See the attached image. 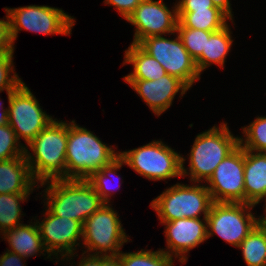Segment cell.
I'll use <instances>...</instances> for the list:
<instances>
[{
  "mask_svg": "<svg viewBox=\"0 0 266 266\" xmlns=\"http://www.w3.org/2000/svg\"><path fill=\"white\" fill-rule=\"evenodd\" d=\"M244 188L245 203L255 206L266 198L265 152L244 149Z\"/></svg>",
  "mask_w": 266,
  "mask_h": 266,
  "instance_id": "e0dca14e",
  "label": "cell"
},
{
  "mask_svg": "<svg viewBox=\"0 0 266 266\" xmlns=\"http://www.w3.org/2000/svg\"><path fill=\"white\" fill-rule=\"evenodd\" d=\"M138 45L155 58L167 74L183 81L189 88L200 80L195 60L190 56L177 34L175 39H167L162 35L149 36Z\"/></svg>",
  "mask_w": 266,
  "mask_h": 266,
  "instance_id": "9c48e42d",
  "label": "cell"
},
{
  "mask_svg": "<svg viewBox=\"0 0 266 266\" xmlns=\"http://www.w3.org/2000/svg\"><path fill=\"white\" fill-rule=\"evenodd\" d=\"M118 213L109 206L103 204L83 223L82 240L90 252L96 251V255H118L122 245L128 241L126 233L120 223ZM98 250H100L98 252ZM108 251V252H107ZM105 252V253H103ZM100 253V254H99Z\"/></svg>",
  "mask_w": 266,
  "mask_h": 266,
  "instance_id": "ba28073f",
  "label": "cell"
},
{
  "mask_svg": "<svg viewBox=\"0 0 266 266\" xmlns=\"http://www.w3.org/2000/svg\"><path fill=\"white\" fill-rule=\"evenodd\" d=\"M8 124L18 141L24 138L27 145L53 120L40 108L38 100L22 83L15 91H8Z\"/></svg>",
  "mask_w": 266,
  "mask_h": 266,
  "instance_id": "30bf717a",
  "label": "cell"
},
{
  "mask_svg": "<svg viewBox=\"0 0 266 266\" xmlns=\"http://www.w3.org/2000/svg\"><path fill=\"white\" fill-rule=\"evenodd\" d=\"M124 60V64L133 65V72L125 76L124 80H157L167 75L164 67L138 44L128 47Z\"/></svg>",
  "mask_w": 266,
  "mask_h": 266,
  "instance_id": "d6986e66",
  "label": "cell"
},
{
  "mask_svg": "<svg viewBox=\"0 0 266 266\" xmlns=\"http://www.w3.org/2000/svg\"><path fill=\"white\" fill-rule=\"evenodd\" d=\"M2 235H4V239H7L12 249L9 251L24 257V259L38 252H47L39 234L37 223L34 225H18L12 230L2 233Z\"/></svg>",
  "mask_w": 266,
  "mask_h": 266,
  "instance_id": "ffe728a7",
  "label": "cell"
},
{
  "mask_svg": "<svg viewBox=\"0 0 266 266\" xmlns=\"http://www.w3.org/2000/svg\"><path fill=\"white\" fill-rule=\"evenodd\" d=\"M214 6L221 9L223 12H225L232 20V12L230 7V1L229 0H212Z\"/></svg>",
  "mask_w": 266,
  "mask_h": 266,
  "instance_id": "8d00e7d4",
  "label": "cell"
},
{
  "mask_svg": "<svg viewBox=\"0 0 266 266\" xmlns=\"http://www.w3.org/2000/svg\"><path fill=\"white\" fill-rule=\"evenodd\" d=\"M233 40L229 26L213 32L209 38H206L205 51L195 60L198 72H201L210 66L212 63L219 66H224L225 57L230 51Z\"/></svg>",
  "mask_w": 266,
  "mask_h": 266,
  "instance_id": "44dd1931",
  "label": "cell"
},
{
  "mask_svg": "<svg viewBox=\"0 0 266 266\" xmlns=\"http://www.w3.org/2000/svg\"><path fill=\"white\" fill-rule=\"evenodd\" d=\"M206 183L213 202L245 203L244 148L239 145L223 159Z\"/></svg>",
  "mask_w": 266,
  "mask_h": 266,
  "instance_id": "7c38bea8",
  "label": "cell"
},
{
  "mask_svg": "<svg viewBox=\"0 0 266 266\" xmlns=\"http://www.w3.org/2000/svg\"><path fill=\"white\" fill-rule=\"evenodd\" d=\"M265 212H266V207H265ZM263 220L266 222V215L263 217Z\"/></svg>",
  "mask_w": 266,
  "mask_h": 266,
  "instance_id": "f35d334b",
  "label": "cell"
},
{
  "mask_svg": "<svg viewBox=\"0 0 266 266\" xmlns=\"http://www.w3.org/2000/svg\"><path fill=\"white\" fill-rule=\"evenodd\" d=\"M245 141L239 137V145L250 151L266 153V117H257L250 125L243 128ZM244 141V142H243ZM245 143V144H244Z\"/></svg>",
  "mask_w": 266,
  "mask_h": 266,
  "instance_id": "484cf974",
  "label": "cell"
},
{
  "mask_svg": "<svg viewBox=\"0 0 266 266\" xmlns=\"http://www.w3.org/2000/svg\"><path fill=\"white\" fill-rule=\"evenodd\" d=\"M216 7L212 0H179L177 12H194L195 10H207Z\"/></svg>",
  "mask_w": 266,
  "mask_h": 266,
  "instance_id": "1f68e13d",
  "label": "cell"
},
{
  "mask_svg": "<svg viewBox=\"0 0 266 266\" xmlns=\"http://www.w3.org/2000/svg\"><path fill=\"white\" fill-rule=\"evenodd\" d=\"M129 167L149 180H166L189 175L185 159L162 141H153L133 150L119 152Z\"/></svg>",
  "mask_w": 266,
  "mask_h": 266,
  "instance_id": "5b68a950",
  "label": "cell"
},
{
  "mask_svg": "<svg viewBox=\"0 0 266 266\" xmlns=\"http://www.w3.org/2000/svg\"><path fill=\"white\" fill-rule=\"evenodd\" d=\"M198 185L175 184L166 189L151 202V207L157 212L161 222H170L182 218H200L204 221L213 203L207 187Z\"/></svg>",
  "mask_w": 266,
  "mask_h": 266,
  "instance_id": "8992f818",
  "label": "cell"
},
{
  "mask_svg": "<svg viewBox=\"0 0 266 266\" xmlns=\"http://www.w3.org/2000/svg\"><path fill=\"white\" fill-rule=\"evenodd\" d=\"M163 0H143L127 21L136 26L132 44H138L149 36L175 34L178 25L177 5L172 12Z\"/></svg>",
  "mask_w": 266,
  "mask_h": 266,
  "instance_id": "4fadbf2b",
  "label": "cell"
},
{
  "mask_svg": "<svg viewBox=\"0 0 266 266\" xmlns=\"http://www.w3.org/2000/svg\"><path fill=\"white\" fill-rule=\"evenodd\" d=\"M8 251V252H7ZM0 257V266H23L21 260H24L22 256L7 250Z\"/></svg>",
  "mask_w": 266,
  "mask_h": 266,
  "instance_id": "836d02e7",
  "label": "cell"
},
{
  "mask_svg": "<svg viewBox=\"0 0 266 266\" xmlns=\"http://www.w3.org/2000/svg\"><path fill=\"white\" fill-rule=\"evenodd\" d=\"M46 215L48 216L41 223H36L44 247L49 253L47 257L51 254L58 257V253L63 258L73 257V250L79 245L77 240L80 241L82 236L83 225L77 220L54 215L48 209Z\"/></svg>",
  "mask_w": 266,
  "mask_h": 266,
  "instance_id": "5bb4252c",
  "label": "cell"
},
{
  "mask_svg": "<svg viewBox=\"0 0 266 266\" xmlns=\"http://www.w3.org/2000/svg\"><path fill=\"white\" fill-rule=\"evenodd\" d=\"M99 266H121L118 255H99Z\"/></svg>",
  "mask_w": 266,
  "mask_h": 266,
  "instance_id": "e575fe53",
  "label": "cell"
},
{
  "mask_svg": "<svg viewBox=\"0 0 266 266\" xmlns=\"http://www.w3.org/2000/svg\"><path fill=\"white\" fill-rule=\"evenodd\" d=\"M28 195L30 193L0 194V233L21 225L19 218L22 214L19 201L23 202L28 198Z\"/></svg>",
  "mask_w": 266,
  "mask_h": 266,
  "instance_id": "cb8c5ba5",
  "label": "cell"
},
{
  "mask_svg": "<svg viewBox=\"0 0 266 266\" xmlns=\"http://www.w3.org/2000/svg\"><path fill=\"white\" fill-rule=\"evenodd\" d=\"M237 248L247 266H266V222L262 219Z\"/></svg>",
  "mask_w": 266,
  "mask_h": 266,
  "instance_id": "603a6c76",
  "label": "cell"
},
{
  "mask_svg": "<svg viewBox=\"0 0 266 266\" xmlns=\"http://www.w3.org/2000/svg\"><path fill=\"white\" fill-rule=\"evenodd\" d=\"M121 266H173V257L163 252V249L158 251H145L122 253L118 254Z\"/></svg>",
  "mask_w": 266,
  "mask_h": 266,
  "instance_id": "d4e9b609",
  "label": "cell"
},
{
  "mask_svg": "<svg viewBox=\"0 0 266 266\" xmlns=\"http://www.w3.org/2000/svg\"><path fill=\"white\" fill-rule=\"evenodd\" d=\"M13 53L14 51L0 54V92L3 90L7 92L15 91L23 83L18 75L14 73ZM12 72L13 76L9 74H12Z\"/></svg>",
  "mask_w": 266,
  "mask_h": 266,
  "instance_id": "f546056e",
  "label": "cell"
},
{
  "mask_svg": "<svg viewBox=\"0 0 266 266\" xmlns=\"http://www.w3.org/2000/svg\"><path fill=\"white\" fill-rule=\"evenodd\" d=\"M2 104V103H0ZM8 124V109H4L3 112L0 113V125Z\"/></svg>",
  "mask_w": 266,
  "mask_h": 266,
  "instance_id": "74e56055",
  "label": "cell"
},
{
  "mask_svg": "<svg viewBox=\"0 0 266 266\" xmlns=\"http://www.w3.org/2000/svg\"><path fill=\"white\" fill-rule=\"evenodd\" d=\"M231 18L218 7L207 10H195L194 12H178L177 28H191L205 31H219L228 24L226 20Z\"/></svg>",
  "mask_w": 266,
  "mask_h": 266,
  "instance_id": "7402d4cb",
  "label": "cell"
},
{
  "mask_svg": "<svg viewBox=\"0 0 266 266\" xmlns=\"http://www.w3.org/2000/svg\"><path fill=\"white\" fill-rule=\"evenodd\" d=\"M146 102L151 110L160 116L171 105L175 95L181 90L183 96L190 89L183 81L172 75L157 80H125Z\"/></svg>",
  "mask_w": 266,
  "mask_h": 266,
  "instance_id": "2e32d148",
  "label": "cell"
},
{
  "mask_svg": "<svg viewBox=\"0 0 266 266\" xmlns=\"http://www.w3.org/2000/svg\"><path fill=\"white\" fill-rule=\"evenodd\" d=\"M216 31H205L191 28H177L176 33L180 37L184 47L190 56L196 60L202 51H205L206 38Z\"/></svg>",
  "mask_w": 266,
  "mask_h": 266,
  "instance_id": "83f0119b",
  "label": "cell"
},
{
  "mask_svg": "<svg viewBox=\"0 0 266 266\" xmlns=\"http://www.w3.org/2000/svg\"><path fill=\"white\" fill-rule=\"evenodd\" d=\"M45 190L48 210L57 216L79 221L82 225L105 204L86 179L47 181Z\"/></svg>",
  "mask_w": 266,
  "mask_h": 266,
  "instance_id": "3957f363",
  "label": "cell"
},
{
  "mask_svg": "<svg viewBox=\"0 0 266 266\" xmlns=\"http://www.w3.org/2000/svg\"><path fill=\"white\" fill-rule=\"evenodd\" d=\"M36 183L25 156L0 161V194L29 193Z\"/></svg>",
  "mask_w": 266,
  "mask_h": 266,
  "instance_id": "ac0fdd59",
  "label": "cell"
},
{
  "mask_svg": "<svg viewBox=\"0 0 266 266\" xmlns=\"http://www.w3.org/2000/svg\"><path fill=\"white\" fill-rule=\"evenodd\" d=\"M238 146L239 138L231 134L226 123L198 134L190 152V180L194 184L208 181L221 161Z\"/></svg>",
  "mask_w": 266,
  "mask_h": 266,
  "instance_id": "277c9868",
  "label": "cell"
},
{
  "mask_svg": "<svg viewBox=\"0 0 266 266\" xmlns=\"http://www.w3.org/2000/svg\"><path fill=\"white\" fill-rule=\"evenodd\" d=\"M253 207L248 203L213 202L207 216V238L215 233L232 246L238 247L263 219V216L256 218L251 213L250 209Z\"/></svg>",
  "mask_w": 266,
  "mask_h": 266,
  "instance_id": "52a82bcc",
  "label": "cell"
},
{
  "mask_svg": "<svg viewBox=\"0 0 266 266\" xmlns=\"http://www.w3.org/2000/svg\"><path fill=\"white\" fill-rule=\"evenodd\" d=\"M142 1L143 0H105L104 2L105 4L115 6L121 16L127 20Z\"/></svg>",
  "mask_w": 266,
  "mask_h": 266,
  "instance_id": "d6a6232c",
  "label": "cell"
},
{
  "mask_svg": "<svg viewBox=\"0 0 266 266\" xmlns=\"http://www.w3.org/2000/svg\"><path fill=\"white\" fill-rule=\"evenodd\" d=\"M119 156L86 128L73 120L68 124L66 179H87L93 172L109 165Z\"/></svg>",
  "mask_w": 266,
  "mask_h": 266,
  "instance_id": "7a4b0ae2",
  "label": "cell"
},
{
  "mask_svg": "<svg viewBox=\"0 0 266 266\" xmlns=\"http://www.w3.org/2000/svg\"><path fill=\"white\" fill-rule=\"evenodd\" d=\"M165 224V236L167 243V250L163 251L167 255L177 258L179 261L185 263L187 257L185 256L189 250L204 242L207 238V223H203L200 218H182L170 222H161Z\"/></svg>",
  "mask_w": 266,
  "mask_h": 266,
  "instance_id": "9a60e30c",
  "label": "cell"
},
{
  "mask_svg": "<svg viewBox=\"0 0 266 266\" xmlns=\"http://www.w3.org/2000/svg\"><path fill=\"white\" fill-rule=\"evenodd\" d=\"M68 123L53 120L25 147V158L37 183L66 179V147ZM34 155V156H33Z\"/></svg>",
  "mask_w": 266,
  "mask_h": 266,
  "instance_id": "6da1fadb",
  "label": "cell"
},
{
  "mask_svg": "<svg viewBox=\"0 0 266 266\" xmlns=\"http://www.w3.org/2000/svg\"><path fill=\"white\" fill-rule=\"evenodd\" d=\"M125 164V161L118 156L115 160H113L109 165L103 166L100 170L93 172L86 180L93 186L94 190L100 196L101 200L109 204L110 198V185H108L107 178L110 175L116 174L114 171L118 170ZM110 174V175H109Z\"/></svg>",
  "mask_w": 266,
  "mask_h": 266,
  "instance_id": "4316f807",
  "label": "cell"
},
{
  "mask_svg": "<svg viewBox=\"0 0 266 266\" xmlns=\"http://www.w3.org/2000/svg\"><path fill=\"white\" fill-rule=\"evenodd\" d=\"M8 11L13 44L21 29L45 35H69L75 24L74 18L55 7L30 5L13 9L8 8Z\"/></svg>",
  "mask_w": 266,
  "mask_h": 266,
  "instance_id": "8fae6325",
  "label": "cell"
},
{
  "mask_svg": "<svg viewBox=\"0 0 266 266\" xmlns=\"http://www.w3.org/2000/svg\"><path fill=\"white\" fill-rule=\"evenodd\" d=\"M6 21L0 20V54L14 51V44L10 34V17L8 8L5 9Z\"/></svg>",
  "mask_w": 266,
  "mask_h": 266,
  "instance_id": "4dcf8cb0",
  "label": "cell"
},
{
  "mask_svg": "<svg viewBox=\"0 0 266 266\" xmlns=\"http://www.w3.org/2000/svg\"><path fill=\"white\" fill-rule=\"evenodd\" d=\"M18 143L20 142L11 126L9 124L0 125V161L25 156V146Z\"/></svg>",
  "mask_w": 266,
  "mask_h": 266,
  "instance_id": "f1b7e54d",
  "label": "cell"
},
{
  "mask_svg": "<svg viewBox=\"0 0 266 266\" xmlns=\"http://www.w3.org/2000/svg\"><path fill=\"white\" fill-rule=\"evenodd\" d=\"M78 266H99V255H96L94 252L87 257H84L80 260Z\"/></svg>",
  "mask_w": 266,
  "mask_h": 266,
  "instance_id": "d590c367",
  "label": "cell"
}]
</instances>
